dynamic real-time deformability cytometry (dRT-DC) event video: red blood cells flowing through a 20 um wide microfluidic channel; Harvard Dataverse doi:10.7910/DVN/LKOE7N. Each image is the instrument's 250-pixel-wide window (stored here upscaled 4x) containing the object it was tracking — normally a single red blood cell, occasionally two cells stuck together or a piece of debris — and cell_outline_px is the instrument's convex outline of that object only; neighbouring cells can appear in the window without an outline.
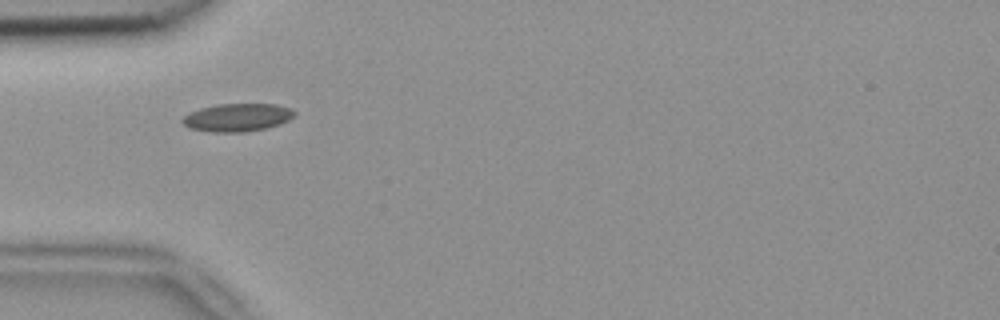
{"species": "common noctule bat (a hibernating species)", "species_latin": "Nyctalus noctula", "temperature_condition": "room temperature", "stored_images_in_passage": 10, "camera_frame_rate_fps": 3000, "um_per_image_px": 0.085, "animal": {"sex": "female", "body_mass_g": 18.4}, "frame": {"image": 1, "passage_image": 5, "time_ms": 1.333, "image_size_px": [1000, 320], "cell_outline_px": [[296, 112], [288, 120], [264, 128], [244, 132], [212, 132], [188, 128], [180, 120], [188, 112], [200, 108], [216, 104], [276, 104], [292, 108]], "centroid_in_image_um": [20.12, 9.97], "position_along_channel_um": 64.9, "area_um2": 18.21}}
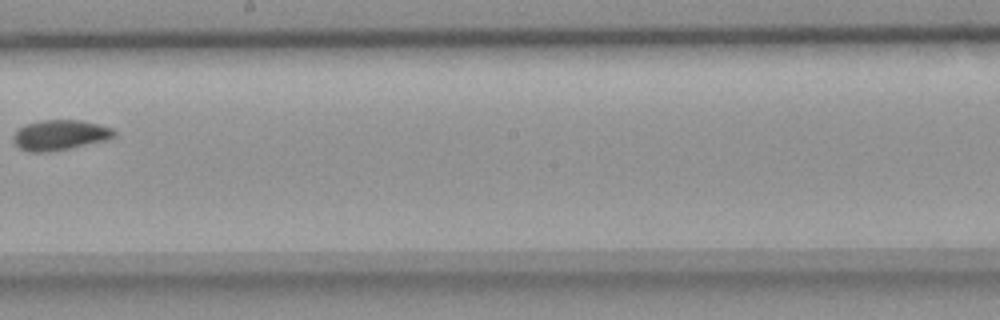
{"frame": {"image": 2, "passage_image": 9, "time_ms": 2.667, "image_size_px": [1000, 320], "cell_outline_px": [[116, 136], [104, 140], [72, 148], [48, 152], [28, 152], [20, 148], [12, 140], [12, 136], [24, 124], [40, 120], [80, 120], [100, 124], [112, 128], [116, 132]], "centroid_in_image_um": [5.09, 11.47], "position_along_channel_um": 243.1, "area_um2": 17.86}}
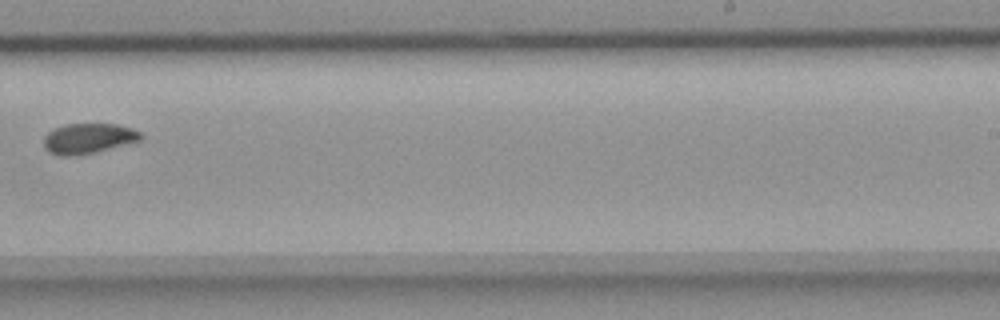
{"frame": {"image": 3, "passage_image": 10, "time_ms": 3.0, "image_size_px": [1000, 320], "cell_outline_px": [[144, 136], [140, 140], [96, 152], [76, 156], [60, 156], [48, 152], [44, 148], [44, 136], [52, 128], [64, 124], [120, 124], [132, 128], [140, 132]], "centroid_in_image_um": [7.48, 11.76], "position_along_channel_um": 281.5, "area_um2": 17.34}}